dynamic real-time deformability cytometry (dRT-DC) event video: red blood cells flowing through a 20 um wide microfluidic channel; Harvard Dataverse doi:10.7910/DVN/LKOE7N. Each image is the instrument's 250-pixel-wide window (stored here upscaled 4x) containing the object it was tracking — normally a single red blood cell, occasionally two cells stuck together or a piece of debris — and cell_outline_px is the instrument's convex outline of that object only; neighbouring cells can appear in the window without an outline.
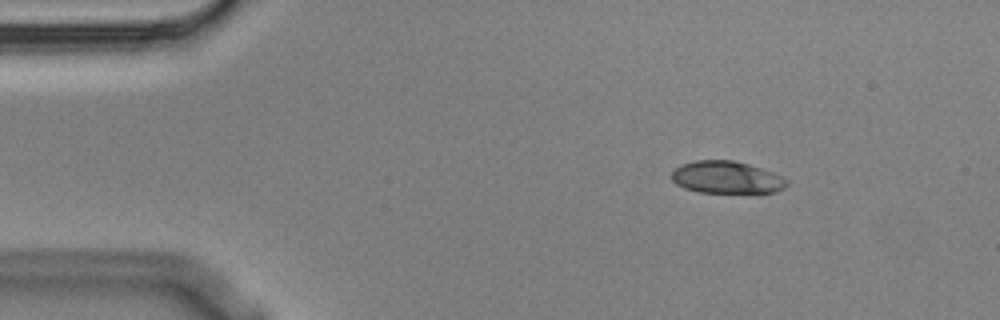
{"species": "Egyptian fruit bat (a non-hibernating species)", "species_latin": "Rousettus aegyptiacus", "temperature_condition": "cold", "stored_images_in_passage": 3, "camera_frame_rate_fps": 3000, "um_per_image_px": 0.085, "animal": {"sex": "male"}, "frame": {"image": 1, "passage_image": 1, "time_ms": 0.0, "image_size_px": [1000, 320], "cell_outline_px": [[788, 184], [784, 188], [776, 192], [700, 192], [684, 188], [676, 184], [672, 180], [672, 172], [680, 164], [696, 160], [732, 160], [748, 164], [772, 172], [788, 180]], "centroid_in_image_um": [61.74, 15.07], "position_along_channel_um": 23.3, "area_um2": 21.5}}